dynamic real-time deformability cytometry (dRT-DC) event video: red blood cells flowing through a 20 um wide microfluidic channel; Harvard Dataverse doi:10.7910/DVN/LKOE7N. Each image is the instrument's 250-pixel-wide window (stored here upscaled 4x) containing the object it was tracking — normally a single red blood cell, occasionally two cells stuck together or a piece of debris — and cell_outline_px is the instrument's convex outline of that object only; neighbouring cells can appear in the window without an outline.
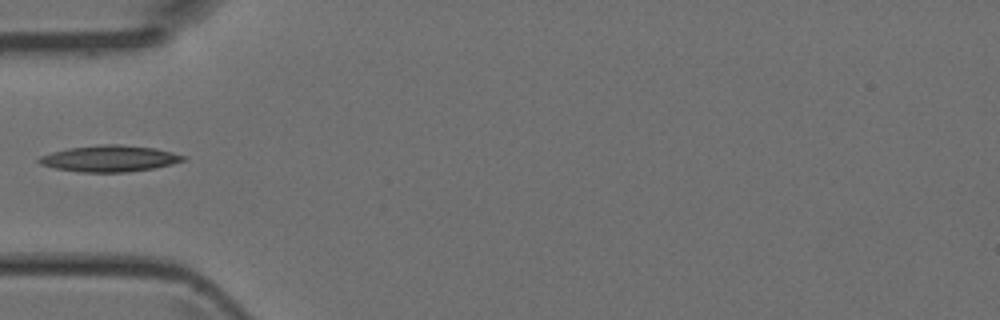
{"species": "Egyptian fruit bat (a non-hibernating species)", "species_latin": "Rousettus aegyptiacus", "temperature_condition": "room temperature", "stored_images_in_passage": 1, "camera_frame_rate_fps": 3000, "um_per_image_px": 0.085, "animal": {"sex": "female"}, "frame": {"image": 1, "passage_image": 1, "time_ms": 0.0, "image_size_px": [1000, 320], "cell_outline_px": [[188, 156], [184, 160], [172, 164], [152, 168], [128, 172], [80, 172], [56, 168], [40, 164], [36, 160], [40, 156], [52, 152], [68, 148], [100, 144], [120, 144], [156, 148]], "centroid_in_image_um": [9.32, 13.47], "position_along_channel_um": 75.7, "area_um2": 22.14}}